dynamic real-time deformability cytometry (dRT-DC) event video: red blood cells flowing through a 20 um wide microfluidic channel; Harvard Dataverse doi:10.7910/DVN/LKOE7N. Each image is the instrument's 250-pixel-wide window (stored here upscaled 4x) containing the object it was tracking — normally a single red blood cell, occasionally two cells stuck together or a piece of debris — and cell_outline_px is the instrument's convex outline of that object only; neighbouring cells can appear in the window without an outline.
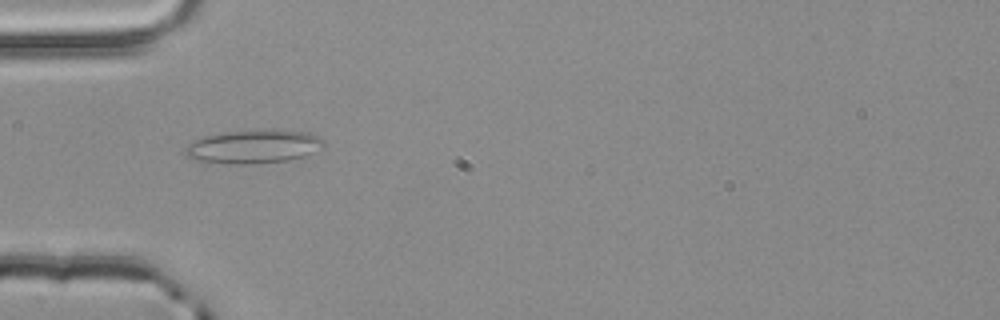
{"species": "common noctule bat (a hibernating species)", "species_latin": "Nyctalus noctula", "temperature_condition": "room temperature", "stored_images_in_passage": 1, "camera_frame_rate_fps": 3000, "um_per_image_px": 0.085, "animal": {"sex": "male", "body_mass_g": 20.4}, "frame": {"image": 1, "passage_image": 1, "time_ms": 0.0, "image_size_px": [1000, 320], "cell_outline_px": [[324, 144], [304, 156], [288, 160], [256, 164], [232, 164], [192, 160], [184, 156], [184, 148], [188, 144], [204, 136], [228, 132], [308, 132], [324, 140]], "centroid_in_image_um": [21.44, 12.51], "position_along_channel_um": 63.6, "area_um2": 26.13}}